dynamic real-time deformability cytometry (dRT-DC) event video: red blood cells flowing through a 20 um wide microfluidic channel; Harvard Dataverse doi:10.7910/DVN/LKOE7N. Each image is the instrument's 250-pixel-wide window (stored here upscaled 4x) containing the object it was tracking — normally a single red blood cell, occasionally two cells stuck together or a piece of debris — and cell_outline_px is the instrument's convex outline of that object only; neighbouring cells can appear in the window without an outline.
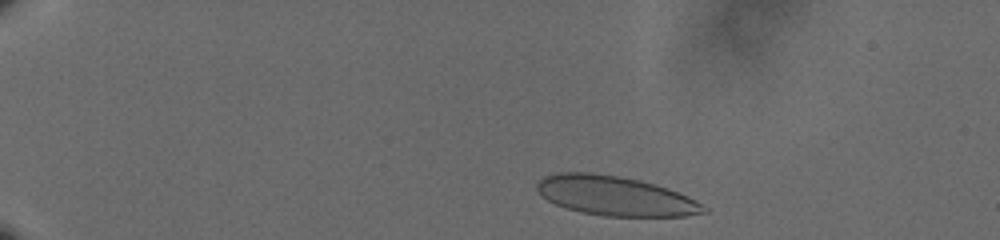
{"species": "human", "species_latin": "Homo sapiens", "temperature_condition": "cold", "stored_images_in_passage": 50, "camera_frame_rate_fps": 3000, "um_per_image_px": 0.085, "donor": {"sex": "male"}, "frame": {"image": 1, "passage_image": 3, "time_ms": 0.667, "image_size_px": [1000, 240], "cell_outline_px": [[708, 212], [684, 216], [604, 216], [580, 212], [556, 204], [548, 200], [536, 188], [536, 184], [544, 176], [556, 172], [592, 172], [640, 180], [656, 184], [668, 188], [688, 196], [696, 200], [708, 208]], "centroid_in_image_um": [52.32, 16.64], "position_along_channel_um": 32.7, "area_um2": 38.32}}
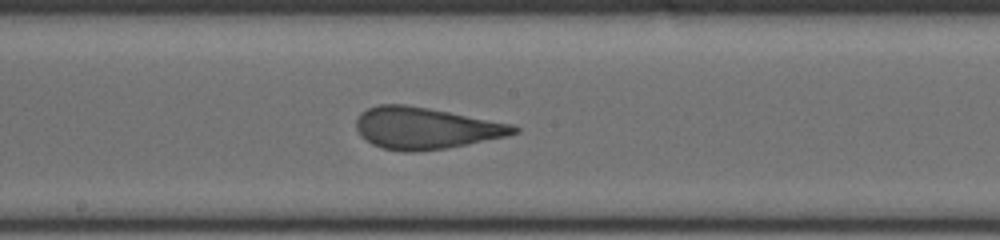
{"frame": {"image": 2, "passage_image": 26, "time_ms": 8.333, "image_size_px": [1000, 240], "cell_outline_px": [[520, 132], [508, 136], [444, 148], [412, 152], [404, 152], [380, 148], [372, 144], [360, 136], [356, 128], [356, 120], [360, 112], [368, 108], [380, 104], [404, 104], [428, 108], [512, 124], [520, 128]], "centroid_in_image_um": [36.14, 10.89], "position_along_channel_um": 212.1, "area_um2": 38.15}}
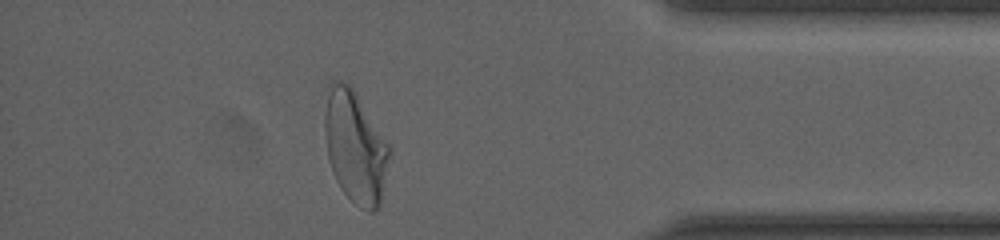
{"frame": {"image": 3, "passage_image": 44, "time_ms": 14.333, "image_size_px": [1000, 240], "cell_outline_px": [[388, 160], [380, 208], [372, 212], [368, 212], [360, 208], [344, 192], [336, 180], [328, 156], [324, 128], [324, 112], [328, 84], [332, 80], [336, 80], [348, 84], [352, 88], [388, 144]], "centroid_in_image_um": [30.16, 12.5], "position_along_channel_um": 405.0, "area_um2": 41.44}, "authors_computed_cell_mechanics": {"area_um2": 38.4659, "velocity_mm_per_s": 3.6165, "shape_relaxation_time_tau1_ms": 6.5076, "shape_relaxation_time_tau2_ms": 0.6863, "deformation_change_tau1": 0.1874, "deformation_change_tau2": 0.0761}}